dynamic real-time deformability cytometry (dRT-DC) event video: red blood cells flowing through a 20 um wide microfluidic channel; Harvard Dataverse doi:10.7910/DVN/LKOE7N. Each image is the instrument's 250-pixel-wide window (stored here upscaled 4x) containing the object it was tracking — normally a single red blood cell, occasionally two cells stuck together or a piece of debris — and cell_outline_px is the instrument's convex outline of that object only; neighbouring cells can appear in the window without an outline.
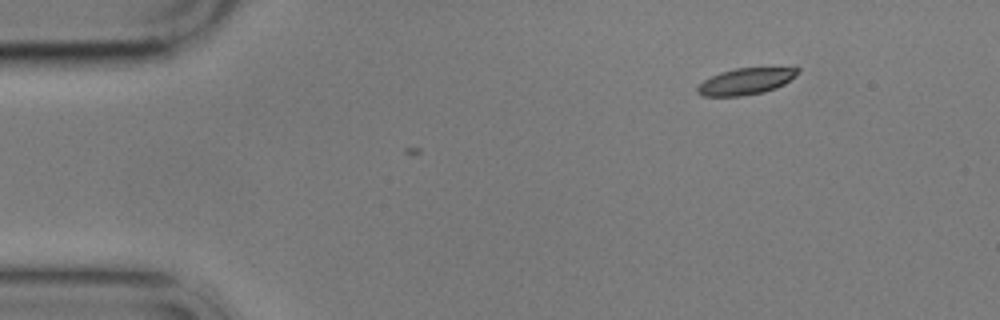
{"species": "common noctule bat (a hibernating species)", "species_latin": "Nyctalus noctula", "temperature_condition": "cold", "stored_images_in_passage": 4, "camera_frame_rate_fps": 3000, "um_per_image_px": 0.085, "animal": {"sex": "male", "body_mass_g": 17.9}, "frame": {"image": 1, "passage_image": 4, "time_ms": 3.667, "image_size_px": [1000, 320], "cell_outline_px": [[800, 72], [784, 84], [776, 88], [764, 92], [740, 96], [700, 96], [696, 92], [696, 88], [704, 80], [720, 72], [736, 68], [800, 68]], "centroid_in_image_um": [63.36, 6.92], "position_along_channel_um": 21.6, "area_um2": 15.37}}